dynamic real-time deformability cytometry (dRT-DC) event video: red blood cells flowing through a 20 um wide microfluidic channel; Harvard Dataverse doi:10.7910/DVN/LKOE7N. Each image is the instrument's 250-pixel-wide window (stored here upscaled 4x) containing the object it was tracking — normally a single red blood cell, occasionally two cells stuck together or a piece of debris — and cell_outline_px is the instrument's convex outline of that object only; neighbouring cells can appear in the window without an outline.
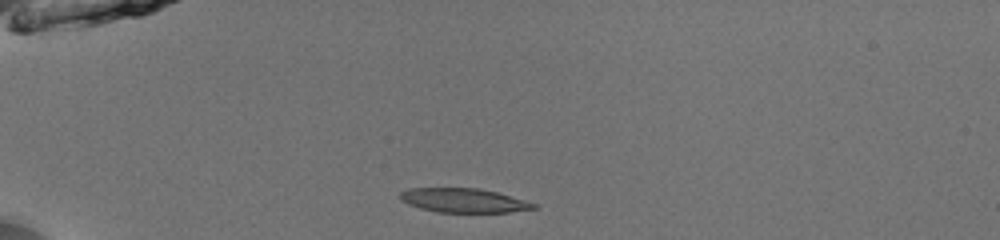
{"species": "common noctule bat (a hibernating species)", "species_latin": "Nyctalus noctula", "temperature_condition": "room temperature", "stored_images_in_passage": 37, "camera_frame_rate_fps": 3000, "um_per_image_px": 0.085, "animal": {"sex": "male", "body_mass_g": 13.0, "forearm_length_mm": 53.1}, "frame": {"image": 1, "passage_image": 1, "time_ms": 0.0, "image_size_px": [1000, 240], "cell_outline_px": [[540, 208], [508, 212], [436, 212], [420, 208], [408, 204], [400, 200], [400, 192], [408, 188], [480, 188], [496, 192], [524, 200], [536, 204]], "centroid_in_image_um": [39.39, 17.03], "position_along_channel_um": 45.6, "area_um2": 18.79}}
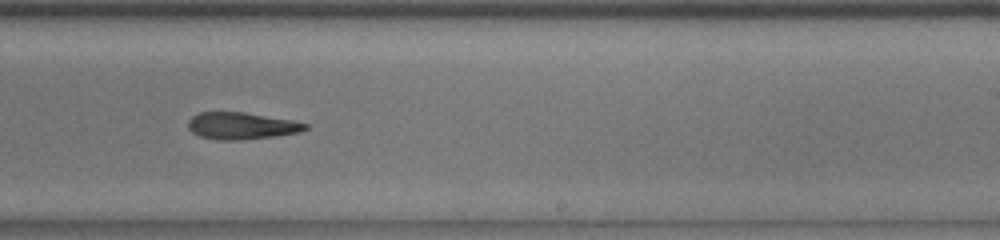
{"frame": {"image": 2, "passage_image": 20, "time_ms": 6.333, "image_size_px": [1000, 240], "cell_outline_px": [[308, 128], [300, 132], [276, 136], [240, 140], [220, 140], [200, 136], [192, 132], [188, 128], [188, 120], [192, 116], [200, 112], [244, 112], [292, 120], [308, 124]], "centroid_in_image_um": [20.52, 10.69], "position_along_channel_um": 268.5, "area_um2": 18.38}}
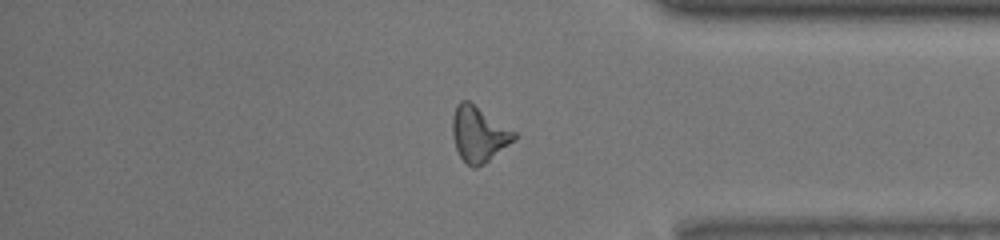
{"frame": {"image": 3, "passage_image": 30, "time_ms": 9.667, "image_size_px": [1000, 240], "cell_outline_px": [[516, 140], [484, 164], [476, 168], [472, 168], [460, 156], [456, 148], [452, 136], [452, 116], [456, 104], [460, 100], [468, 100], [516, 132]], "centroid_in_image_um": [40.69, 11.4], "position_along_channel_um": 394.5, "area_um2": 20.0}, "authors_computed_cell_mechanics": {"area_um2": 19.074, "velocity_mm_per_s": 4.0457, "shape_relaxation_time_tau1_ms": 8.1397, "shape_relaxation_time_tau2_ms": null, "deformation_change_tau1": 0.2343, "deformation_change_tau2": null}}